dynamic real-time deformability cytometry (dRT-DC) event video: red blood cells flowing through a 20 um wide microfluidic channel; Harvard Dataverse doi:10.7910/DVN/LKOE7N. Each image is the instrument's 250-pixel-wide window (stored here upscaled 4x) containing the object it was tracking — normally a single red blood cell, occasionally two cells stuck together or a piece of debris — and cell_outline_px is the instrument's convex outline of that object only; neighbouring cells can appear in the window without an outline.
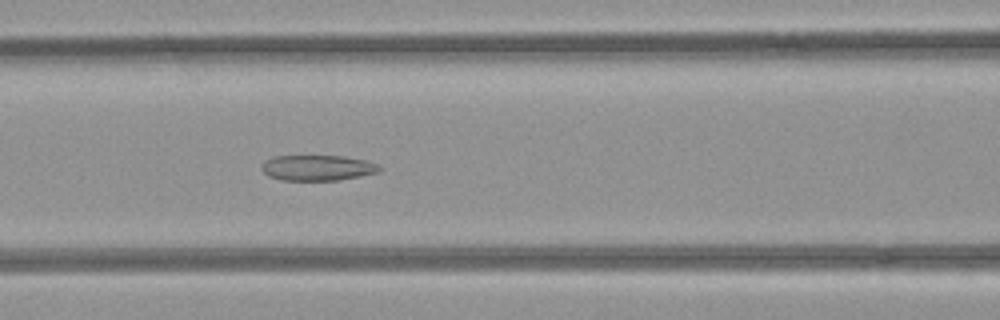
{"species": "common noctule bat (a hibernating species)", "species_latin": "Nyctalus noctula", "temperature_condition": "room temperature", "stored_images_in_passage": 47, "camera_frame_rate_fps": 3000, "um_per_image_px": 0.085, "animal": {"sex": "female", "body_mass_g": 21.9}, "frame": {"image": 1, "passage_image": 17, "time_ms": 5.333, "image_size_px": [1000, 320], "cell_outline_px": [[384, 168], [380, 172], [340, 180], [280, 180], [268, 176], [260, 168], [260, 164], [264, 160], [272, 156], [344, 156], [368, 160]], "centroid_in_image_um": [26.99, 14.26], "position_along_channel_um": 139.6, "area_um2": 17.86}}
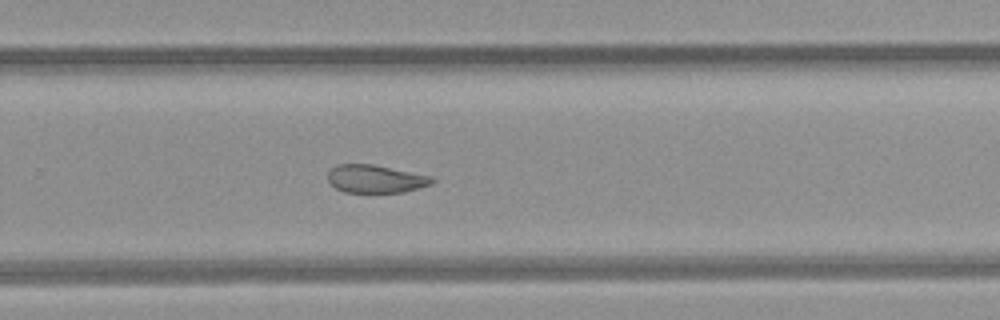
{"frame": {"image": 2, "passage_image": 29, "time_ms": 9.333, "image_size_px": [1000, 320], "cell_outline_px": [[436, 180], [432, 184], [420, 188], [404, 192], [344, 192], [336, 188], [328, 180], [328, 172], [336, 164], [372, 164], [432, 176]], "centroid_in_image_um": [31.95, 15.2], "position_along_channel_um": 297.9, "area_um2": 16.99}}
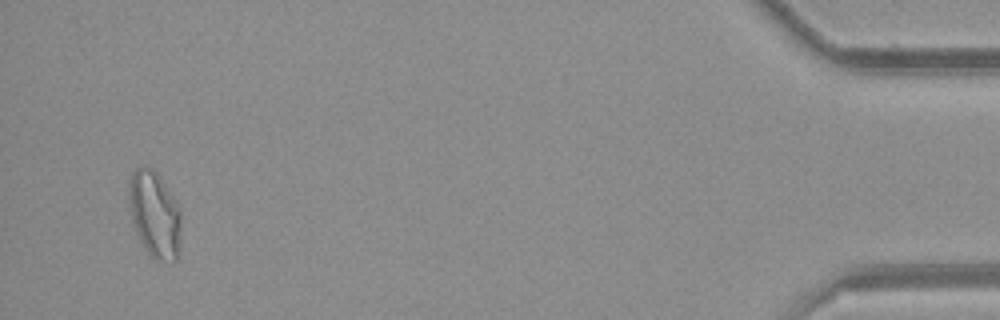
{"frame": {"image": 3, "passage_image": 45, "time_ms": 14.667, "image_size_px": [1000, 320], "cell_outline_px": [[180, 256], [172, 264], [156, 260], [144, 248], [136, 232], [132, 220], [128, 200], [128, 180], [132, 172], [136, 168], [144, 164], [152, 168], [156, 172], [176, 200], [180, 212]], "centroid_in_image_um": [13.14, 18.24], "position_along_channel_um": 422.1, "area_um2": 26.88}, "authors_computed_cell_mechanics": {"area_um2": 20.23, "velocity_mm_per_s": 3.9729, "shape_relaxation_time_tau1_ms": null, "shape_relaxation_time_tau2_ms": 4.5022, "deformation_change_tau1": null, "deformation_change_tau2": 0.1076}}